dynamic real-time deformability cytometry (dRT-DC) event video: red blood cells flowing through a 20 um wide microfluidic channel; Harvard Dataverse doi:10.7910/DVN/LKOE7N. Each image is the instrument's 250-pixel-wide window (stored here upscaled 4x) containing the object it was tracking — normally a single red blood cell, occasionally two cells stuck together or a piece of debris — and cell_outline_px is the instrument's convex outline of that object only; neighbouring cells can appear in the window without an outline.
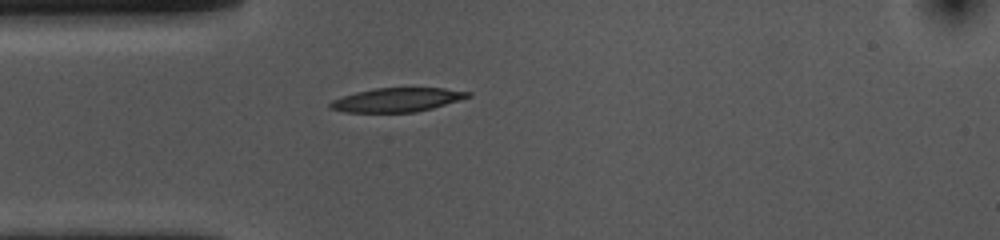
{"species": "common noctule bat (a hibernating species)", "species_latin": "Nyctalus noctula", "temperature_condition": "cold", "stored_images_in_passage": 41, "camera_frame_rate_fps": 3000, "um_per_image_px": 0.085, "animal": {"sex": "female", "body_mass_g": 10.0, "forearm_length_mm": 53.1}, "frame": {"image": 1, "passage_image": 1, "time_ms": 0.0, "image_size_px": [1000, 240], "cell_outline_px": [[472, 96], [432, 108], [416, 112], [344, 112], [328, 108], [328, 104], [332, 100], [356, 92], [376, 88], [444, 88], [472, 92]], "centroid_in_image_um": [33.74, 8.48], "position_along_channel_um": 51.3, "area_um2": 19.13}}
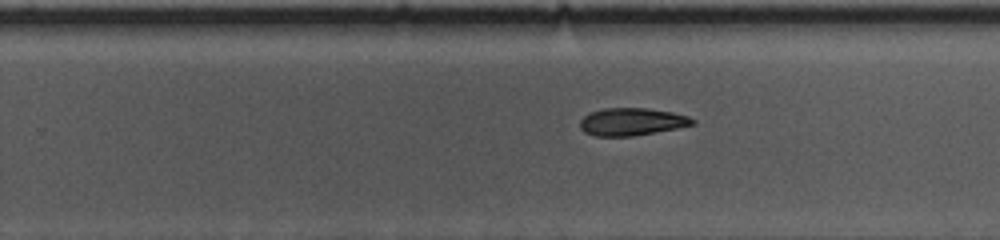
{"frame": {"image": 2, "passage_image": 20, "time_ms": 6.333, "image_size_px": [1000, 240], "cell_outline_px": [[696, 124], [676, 128], [632, 136], [596, 136], [584, 132], [580, 128], [580, 120], [584, 116], [592, 112], [604, 108], [648, 108], [672, 112], [688, 116], [696, 120]], "centroid_in_image_um": [53.71, 10.34], "position_along_channel_um": 276.1, "area_um2": 17.98}}
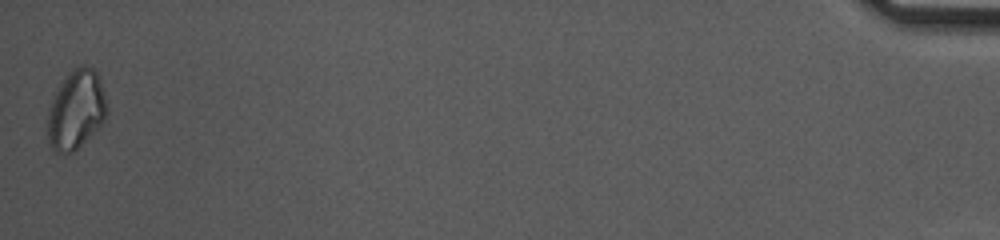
{"frame": {"image": 3, "passage_image": 41, "time_ms": 13.333, "image_size_px": [1000, 240], "cell_outline_px": [[108, 112], [100, 128], [72, 152], [52, 152], [48, 144], [48, 112], [52, 100], [60, 84], [68, 72], [80, 64], [84, 64], [92, 68], [96, 72], [100, 80], [108, 104]], "centroid_in_image_um": [6.49, 9.33], "position_along_channel_um": 428.7, "area_um2": 27.51}, "authors_computed_cell_mechanics": {"area_um2": 19.1318, "velocity_mm_per_s": 3.6233, "shape_relaxation_time_tau1_ms": 4.7817, "shape_relaxation_time_tau2_ms": null, "deformation_change_tau1": 0.1238, "deformation_change_tau2": null}}